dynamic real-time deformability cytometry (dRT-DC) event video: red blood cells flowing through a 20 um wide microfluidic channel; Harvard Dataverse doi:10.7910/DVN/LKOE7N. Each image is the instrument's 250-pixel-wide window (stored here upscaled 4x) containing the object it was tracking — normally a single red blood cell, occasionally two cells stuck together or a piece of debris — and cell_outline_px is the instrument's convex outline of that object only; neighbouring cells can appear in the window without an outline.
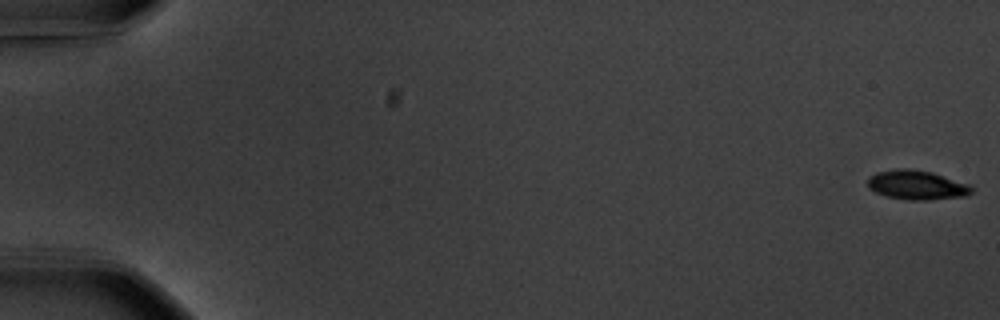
{"species": "common noctule bat (a hibernating species)", "species_latin": "Nyctalus noctula", "temperature_condition": "warm", "stored_images_in_passage": 57, "camera_frame_rate_fps": 3000, "um_per_image_px": 0.085, "animal": {"sex": "male", "body_mass_g": 20.1, "forearm_length_mm": 53.5}, "frame": {"image": 1, "passage_image": 1, "time_ms": 0.0, "image_size_px": [1000, 320], "cell_outline_px": [[972, 192], [964, 196], [928, 200], [912, 200], [888, 196], [876, 192], [868, 188], [868, 176], [876, 172], [900, 168], [908, 168], [932, 172], [972, 184]], "centroid_in_image_um": [77.95, 15.71], "position_along_channel_um": 7.1, "area_um2": 17.8}}
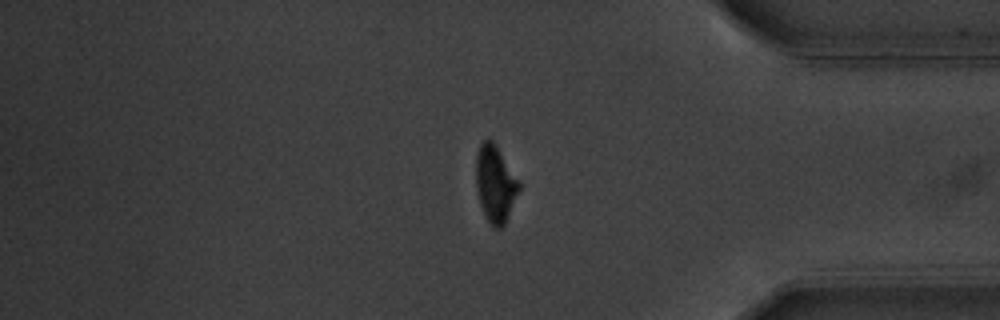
{"frame": {"image": 2, "passage_image": 48, "time_ms": 15.667, "image_size_px": [1000, 320], "cell_outline_px": [[520, 188], [508, 216], [504, 224], [500, 228], [496, 228], [488, 220], [480, 204], [476, 184], [476, 156], [480, 144], [484, 140], [492, 140], [496, 144], [520, 180]], "centroid_in_image_um": [42.11, 15.58], "position_along_channel_um": 393.1, "area_um2": 19.07}}
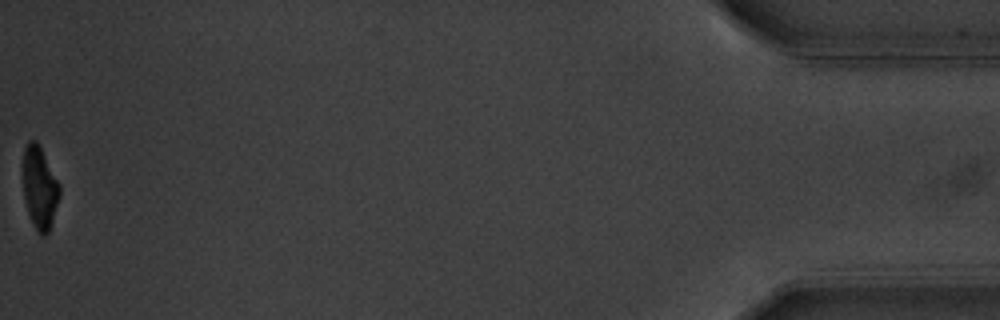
{"frame": {"image": 3, "passage_image": 57, "time_ms": 18.667, "image_size_px": [1000, 320], "cell_outline_px": [[60, 196], [48, 232], [44, 236], [40, 236], [28, 212], [24, 196], [24, 148], [28, 140], [36, 140], [60, 184]], "centroid_in_image_um": [3.39, 15.94], "position_along_channel_um": 431.8, "area_um2": 17.11}, "authors_computed_cell_mechanics": {"area_um2": 19.074, "velocity_mm_per_s": 3.6698, "shape_relaxation_time_tau1_ms": 2.6914, "shape_relaxation_time_tau2_ms": 3.284, "deformation_change_tau1": 0.1596, "deformation_change_tau2": 0.0603}}